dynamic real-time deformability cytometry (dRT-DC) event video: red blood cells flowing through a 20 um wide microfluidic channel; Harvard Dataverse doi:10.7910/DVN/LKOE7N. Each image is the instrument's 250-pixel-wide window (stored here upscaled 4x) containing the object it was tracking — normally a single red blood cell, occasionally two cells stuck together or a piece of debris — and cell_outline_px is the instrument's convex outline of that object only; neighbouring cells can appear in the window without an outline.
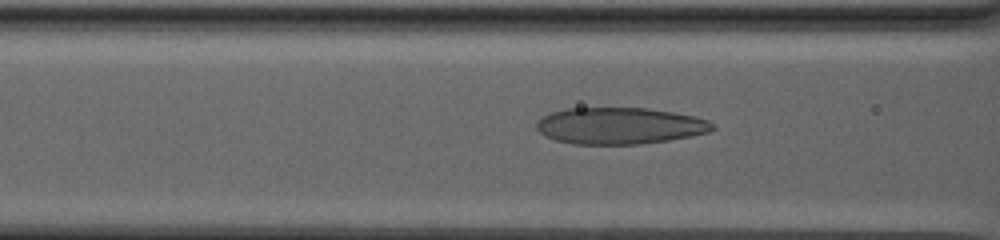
{"species": "human", "species_latin": "Homo sapiens", "temperature_condition": "warm", "stored_images_in_passage": 84, "camera_frame_rate_fps": 3000, "um_per_image_px": 0.085, "donor": {"sex": "male"}, "frame": {"image": 1, "passage_image": 38, "time_ms": 12.333, "image_size_px": [1000, 240], "cell_outline_px": [[716, 128], [708, 132], [692, 136], [668, 140], [640, 144], [572, 144], [556, 140], [544, 136], [536, 128], [536, 124], [548, 112], [564, 108], [648, 108], [672, 112], [692, 116], [708, 120]], "centroid_in_image_um": [52.64, 10.69], "position_along_channel_um": 114.0, "area_um2": 37.57}}
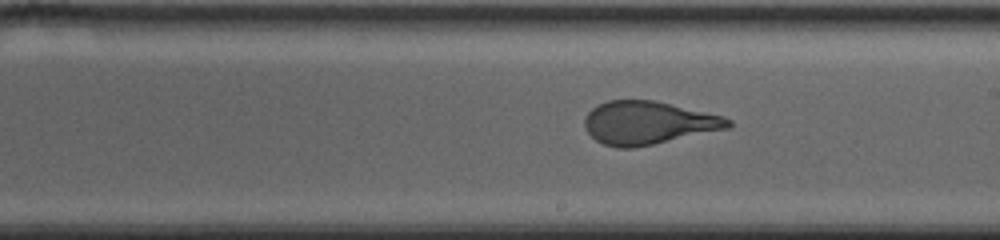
{"frame": {"image": 2, "passage_image": 52, "time_ms": 17.0, "image_size_px": [1000, 240], "cell_outline_px": [[732, 124], [728, 128], [652, 144], [632, 148], [616, 148], [604, 144], [596, 140], [588, 132], [584, 124], [584, 120], [588, 112], [592, 108], [608, 100], [652, 100], [724, 116], [732, 120]], "centroid_in_image_um": [55.07, 10.44], "position_along_channel_um": 233.9, "area_um2": 35.6}}
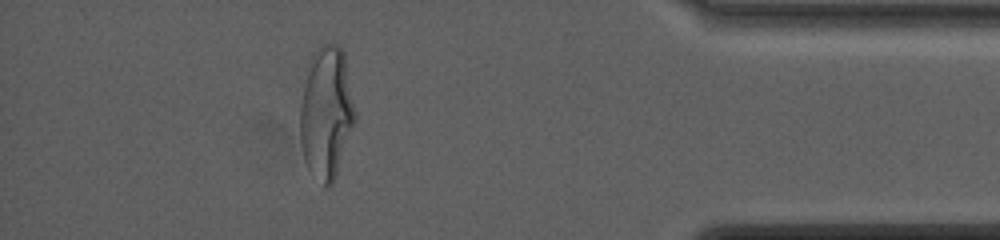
{"frame": {"image": 3, "passage_image": 76, "time_ms": 25.0, "image_size_px": [1000, 240], "cell_outline_px": [[356, 120], [332, 184], [328, 188], [324, 188], [308, 168], [304, 160], [300, 140], [300, 104], [312, 52], [324, 44], [336, 44], [344, 52], [356, 112]], "centroid_in_image_um": [27.74, 9.59], "position_along_channel_um": 407.5, "area_um2": 42.19}, "authors_computed_cell_mechanics": {"area_um2": 40.9802, "velocity_mm_per_s": 2.5715, "shape_relaxation_time_tau1_ms": 10.4819, "shape_relaxation_time_tau2_ms": null, "deformation_change_tau1": 0.2846, "deformation_change_tau2": null}}